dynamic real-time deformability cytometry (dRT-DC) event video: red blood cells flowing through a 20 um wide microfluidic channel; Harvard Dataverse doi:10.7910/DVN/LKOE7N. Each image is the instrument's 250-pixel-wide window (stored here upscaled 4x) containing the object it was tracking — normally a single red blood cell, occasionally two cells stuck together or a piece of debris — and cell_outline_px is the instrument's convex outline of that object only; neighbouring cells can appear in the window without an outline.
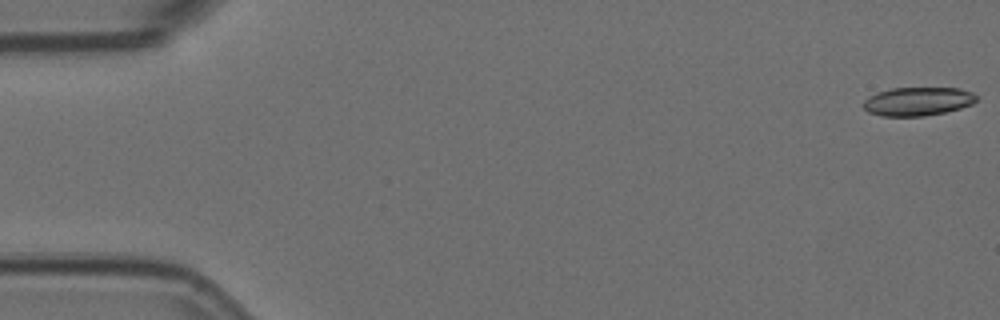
{"species": "Egyptian fruit bat (a non-hibernating species)", "species_latin": "Rousettus aegyptiacus", "temperature_condition": "room temperature", "stored_images_in_passage": 6, "camera_frame_rate_fps": 3000, "um_per_image_px": 0.085, "animal": {"sex": "female"}, "frame": {"image": 1, "passage_image": 1, "time_ms": 0.0, "image_size_px": [1000, 320], "cell_outline_px": [[976, 100], [972, 104], [960, 108], [944, 112], [924, 116], [880, 116], [868, 112], [864, 108], [864, 100], [868, 96], [876, 92], [892, 88], [960, 88], [972, 92], [976, 96]], "centroid_in_image_um": [77.98, 8.61], "position_along_channel_um": 7.0, "area_um2": 18.84}}